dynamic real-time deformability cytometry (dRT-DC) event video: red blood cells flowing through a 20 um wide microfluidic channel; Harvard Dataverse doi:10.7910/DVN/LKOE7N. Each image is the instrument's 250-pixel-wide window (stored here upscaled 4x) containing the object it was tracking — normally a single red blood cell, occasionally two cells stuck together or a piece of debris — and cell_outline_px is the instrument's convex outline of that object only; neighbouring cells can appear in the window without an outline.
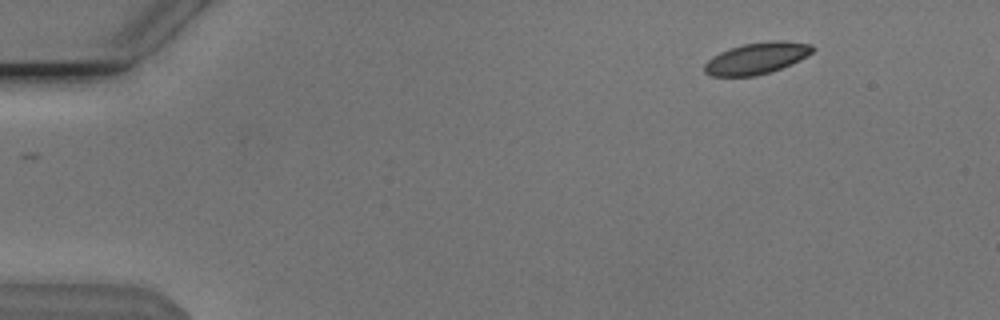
{"species": "Egyptian fruit bat (a non-hibernating species)", "species_latin": "Rousettus aegyptiacus", "temperature_condition": "cold", "stored_images_in_passage": 12, "camera_frame_rate_fps": 3000, "um_per_image_px": 0.085, "animal": {"sex": "male"}, "frame": {"image": 1, "passage_image": 1, "time_ms": 0.0, "image_size_px": [1000, 320], "cell_outline_px": [[816, 48], [812, 52], [800, 60], [780, 68], [756, 76], [712, 76], [704, 72], [704, 64], [712, 56], [720, 52], [744, 44], [772, 40], [784, 40], [812, 44]], "centroid_in_image_um": [64.33, 4.94], "position_along_channel_um": 20.7, "area_um2": 19.77}}